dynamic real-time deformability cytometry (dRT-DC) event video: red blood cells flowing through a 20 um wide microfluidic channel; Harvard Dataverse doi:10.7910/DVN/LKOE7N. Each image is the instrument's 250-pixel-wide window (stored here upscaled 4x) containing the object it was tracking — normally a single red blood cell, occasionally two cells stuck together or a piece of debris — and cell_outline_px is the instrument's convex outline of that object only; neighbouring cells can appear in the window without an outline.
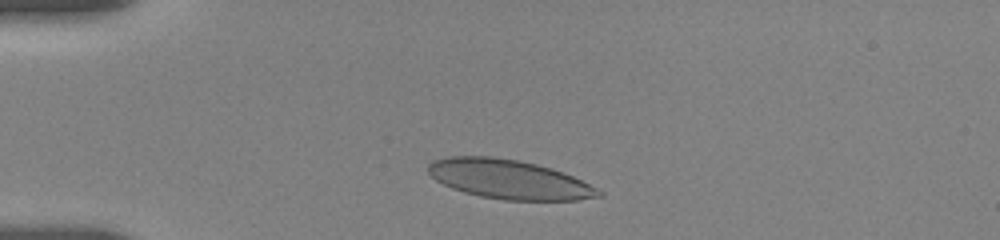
{"species": "human", "species_latin": "Homo sapiens", "temperature_condition": "room temperature", "stored_images_in_passage": 38, "camera_frame_rate_fps": 3000, "um_per_image_px": 0.085, "donor": {"sex": "female"}, "frame": {"image": 1, "passage_image": 4, "time_ms": 1.333, "image_size_px": [1000, 240], "cell_outline_px": [[604, 196], [576, 200], [504, 200], [480, 196], [464, 192], [452, 188], [436, 180], [428, 172], [428, 164], [432, 160], [448, 156], [492, 156], [516, 160], [536, 164], [552, 168], [572, 176], [604, 192]], "centroid_in_image_um": [43.25, 15.24], "position_along_channel_um": 41.8, "area_um2": 38.84}}
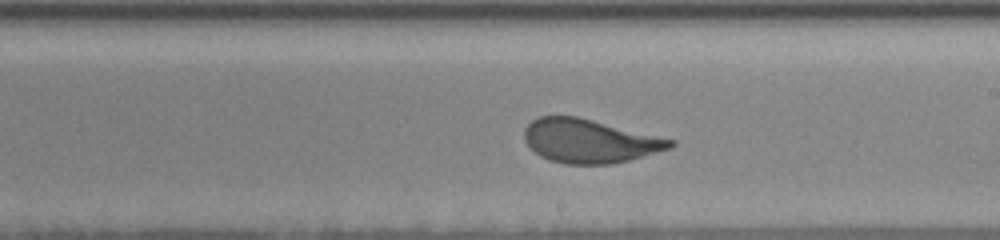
{"frame": {"image": 2, "passage_image": 24, "time_ms": 7.667, "image_size_px": [1000, 240], "cell_outline_px": [[676, 144], [672, 148], [628, 160], [612, 164], [564, 164], [548, 160], [540, 156], [524, 140], [524, 128], [532, 120], [540, 116], [576, 116], [676, 140]], "centroid_in_image_um": [50.11, 11.99], "position_along_channel_um": 238.9, "area_um2": 37.11}}
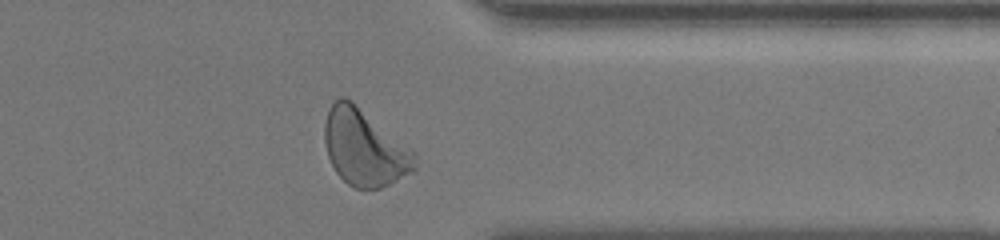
{"frame": {"image": 3, "passage_image": 36, "time_ms": 11.667, "image_size_px": [1000, 240], "cell_outline_px": [[416, 168], [412, 172], [380, 188], [356, 188], [348, 184], [336, 172], [328, 156], [324, 140], [324, 124], [328, 108], [340, 96], [344, 96], [352, 100], [416, 152]], "centroid_in_image_um": [30.98, 12.52], "position_along_channel_um": 380.4, "area_um2": 40.17}, "authors_computed_cell_mechanics": {"area_um2": 37.7723, "velocity_mm_per_s": 3.6261, "shape_relaxation_time_tau1_ms": 3.4181, "shape_relaxation_time_tau2_ms": null, "deformation_change_tau1": 0.1606, "deformation_change_tau2": null}}